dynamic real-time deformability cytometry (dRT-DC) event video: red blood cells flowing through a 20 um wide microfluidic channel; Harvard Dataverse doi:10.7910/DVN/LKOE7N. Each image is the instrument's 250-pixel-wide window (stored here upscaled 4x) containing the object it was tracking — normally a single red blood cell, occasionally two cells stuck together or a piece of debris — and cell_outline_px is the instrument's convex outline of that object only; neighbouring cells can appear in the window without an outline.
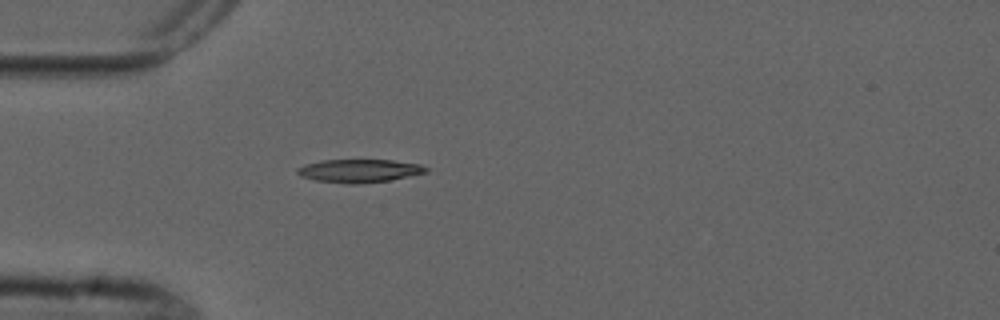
{"species": "common noctule bat (a hibernating species)", "species_latin": "Nyctalus noctula", "temperature_condition": "cold", "stored_images_in_passage": 1, "camera_frame_rate_fps": 3000, "um_per_image_px": 0.085, "animal": {"sex": "male", "forearm_length_mm": 52.5}, "frame": {"image": 1, "passage_image": 1, "time_ms": 0.0, "image_size_px": [1000, 320], "cell_outline_px": [[428, 172], [388, 180], [356, 184], [352, 184], [316, 180], [300, 176], [296, 172], [296, 168], [304, 164], [320, 160], [392, 160], [420, 164], [428, 168]], "centroid_in_image_um": [30.5, 14.5], "position_along_channel_um": 54.5, "area_um2": 17.28}}